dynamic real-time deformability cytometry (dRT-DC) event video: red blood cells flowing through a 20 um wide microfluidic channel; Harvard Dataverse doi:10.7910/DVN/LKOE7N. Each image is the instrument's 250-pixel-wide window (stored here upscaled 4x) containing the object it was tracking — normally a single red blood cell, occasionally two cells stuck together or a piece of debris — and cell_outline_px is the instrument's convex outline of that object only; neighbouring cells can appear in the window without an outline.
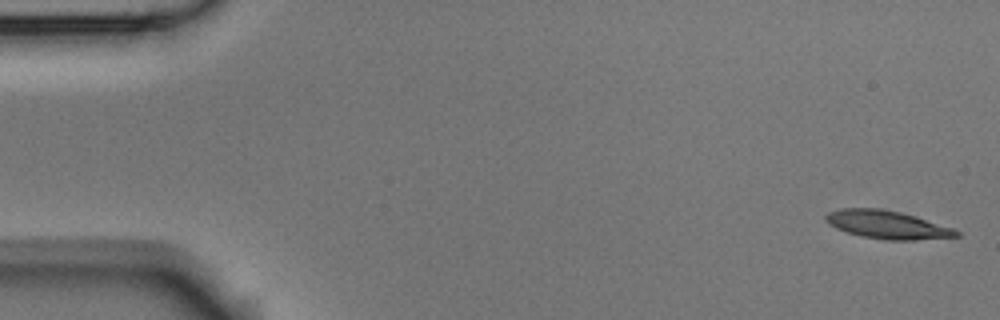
{"species": "Egyptian fruit bat (a non-hibernating species)", "species_latin": "Rousettus aegyptiacus", "temperature_condition": "room temperature", "stored_images_in_passage": 5, "camera_frame_rate_fps": 3000, "um_per_image_px": 0.085, "animal": {"sex": "male"}, "frame": {"image": 1, "passage_image": 1, "time_ms": 0.0, "image_size_px": [1000, 320], "cell_outline_px": [[960, 236], [912, 240], [888, 240], [860, 236], [836, 228], [828, 224], [824, 220], [824, 216], [828, 212], [840, 208], [880, 208], [900, 212], [952, 228], [960, 232]], "centroid_in_image_um": [75.34, 19.09], "position_along_channel_um": 9.7, "area_um2": 21.21}}
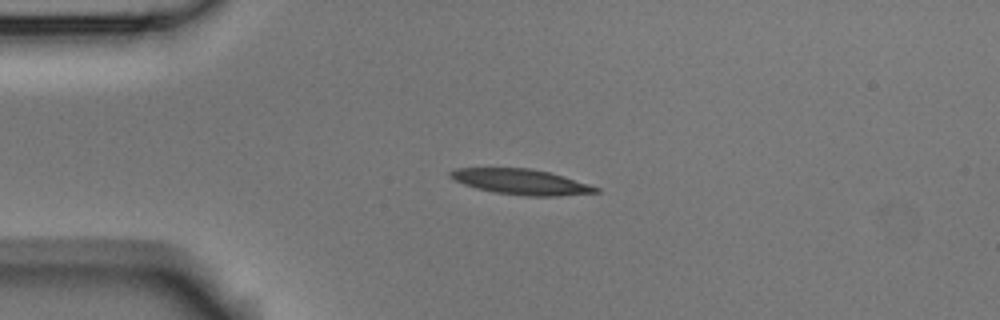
{"frame": {"image": 2, "passage_image": 4, "time_ms": 1.0, "image_size_px": [1000, 320], "cell_outline_px": [[600, 192], [556, 196], [524, 196], [492, 192], [476, 188], [452, 180], [448, 176], [448, 172], [456, 168], [528, 168], [548, 172], [564, 176], [600, 188]], "centroid_in_image_um": [44.25, 15.46], "position_along_channel_um": 40.8, "area_um2": 21.62}}